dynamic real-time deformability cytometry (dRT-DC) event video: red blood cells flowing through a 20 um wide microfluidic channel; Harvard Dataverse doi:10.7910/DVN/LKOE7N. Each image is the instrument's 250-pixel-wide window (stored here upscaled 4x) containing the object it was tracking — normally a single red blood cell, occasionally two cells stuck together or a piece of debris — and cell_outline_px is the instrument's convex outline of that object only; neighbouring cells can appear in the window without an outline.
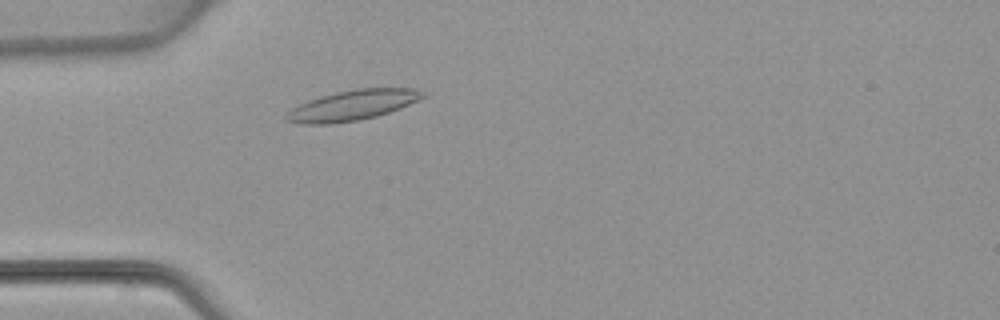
{"species": "common noctule bat (a hibernating species)", "species_latin": "Nyctalus noctula", "temperature_condition": "warm", "stored_images_in_passage": 1, "camera_frame_rate_fps": 3000, "um_per_image_px": 0.085, "animal": {"sex": "female", "body_mass_g": 22.7, "forearm_length_mm": 54.2}, "frame": {"image": 1, "passage_image": 1, "time_ms": 0.0, "image_size_px": [1000, 320], "cell_outline_px": [[428, 96], [400, 108], [376, 116], [356, 120], [332, 124], [300, 124], [284, 120], [284, 116], [292, 108], [308, 100], [320, 96], [336, 92], [360, 88], [416, 88], [428, 92]], "centroid_in_image_um": [29.99, 8.94], "position_along_channel_um": 55.0, "area_um2": 24.16}}